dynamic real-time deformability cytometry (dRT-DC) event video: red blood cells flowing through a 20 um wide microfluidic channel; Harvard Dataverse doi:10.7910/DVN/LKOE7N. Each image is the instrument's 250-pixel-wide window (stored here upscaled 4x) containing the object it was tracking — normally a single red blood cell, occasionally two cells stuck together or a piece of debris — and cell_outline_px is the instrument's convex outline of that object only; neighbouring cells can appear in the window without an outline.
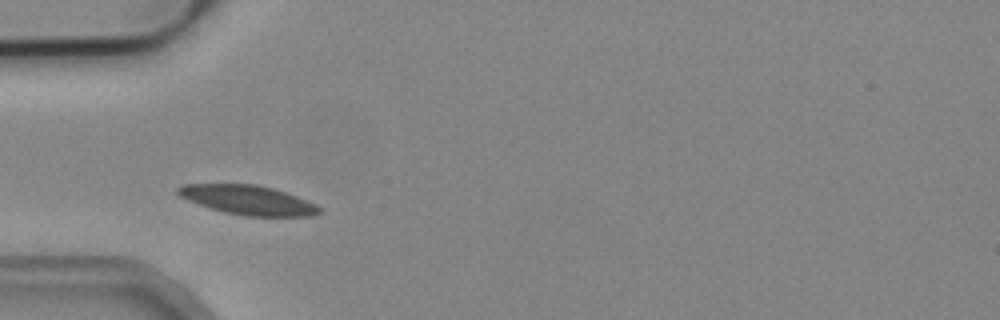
{"species": "common noctule bat (a hibernating species)", "species_latin": "Nyctalus noctula", "temperature_condition": "cold", "stored_images_in_passage": 5, "camera_frame_rate_fps": 3000, "um_per_image_px": 0.085, "animal": {"sex": "male", "body_mass_g": 19.2, "forearm_length_mm": 51.8}, "frame": {"image": 1, "passage_image": 3, "time_ms": 0.667, "image_size_px": [1000, 320], "cell_outline_px": [[324, 212], [312, 216], [244, 216], [224, 212], [188, 200], [180, 196], [176, 192], [176, 188], [184, 184], [256, 184], [272, 188], [296, 196], [316, 204]], "centroid_in_image_um": [21.1, 17.0], "position_along_channel_um": 63.9, "area_um2": 24.04}}